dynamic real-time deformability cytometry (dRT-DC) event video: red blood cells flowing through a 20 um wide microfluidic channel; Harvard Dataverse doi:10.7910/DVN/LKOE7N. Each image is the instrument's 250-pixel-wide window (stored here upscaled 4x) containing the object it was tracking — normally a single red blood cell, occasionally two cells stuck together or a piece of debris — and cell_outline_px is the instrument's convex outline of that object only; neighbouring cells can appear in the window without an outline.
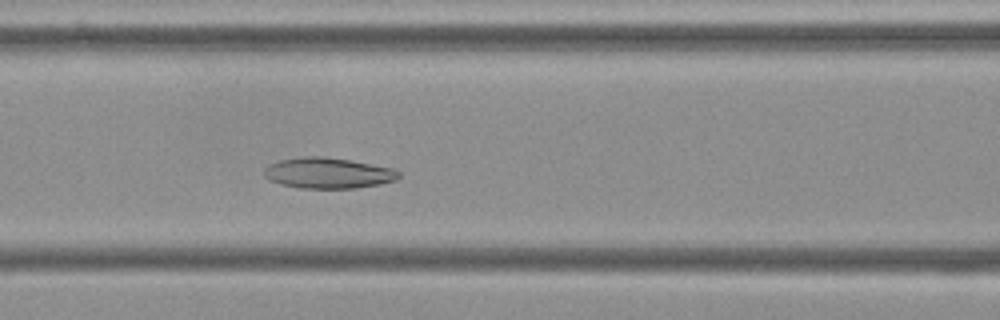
{"species": "Egyptian fruit bat (a non-hibernating species)", "species_latin": "Rousettus aegyptiacus", "temperature_condition": "cold", "stored_images_in_passage": 53, "camera_frame_rate_fps": 3000, "um_per_image_px": 0.085, "frame": {"image": 1, "passage_image": 21, "time_ms": 6.667, "image_size_px": [1000, 320], "cell_outline_px": [[400, 176], [396, 180], [380, 184], [356, 188], [300, 188], [280, 184], [268, 180], [264, 176], [264, 168], [268, 164], [280, 160], [304, 156], [324, 156], [352, 160], [392, 168], [400, 172]], "centroid_in_image_um": [27.87, 14.7], "position_along_channel_um": 138.7, "area_um2": 24.33}}
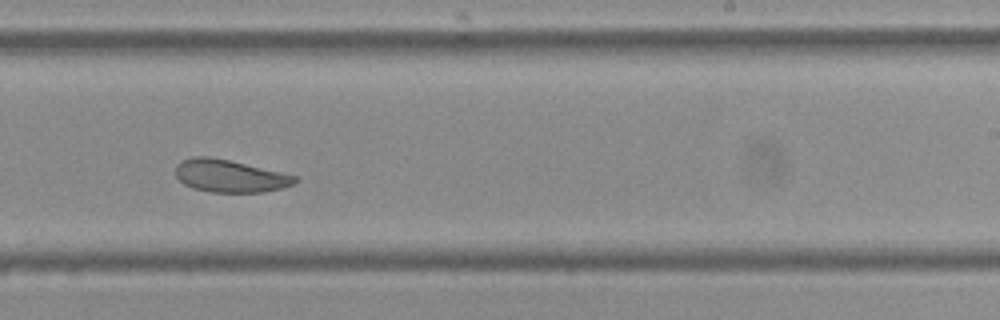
{"frame": {"image": 2, "passage_image": 32, "time_ms": 10.333, "image_size_px": [1000, 320], "cell_outline_px": [[300, 180], [292, 184], [280, 188], [264, 192], [212, 192], [192, 188], [184, 184], [176, 176], [176, 164], [180, 160], [192, 156], [208, 156], [228, 160], [280, 172], [296, 176]], "centroid_in_image_um": [19.49, 14.95], "position_along_channel_um": 269.5, "area_um2": 22.48}}
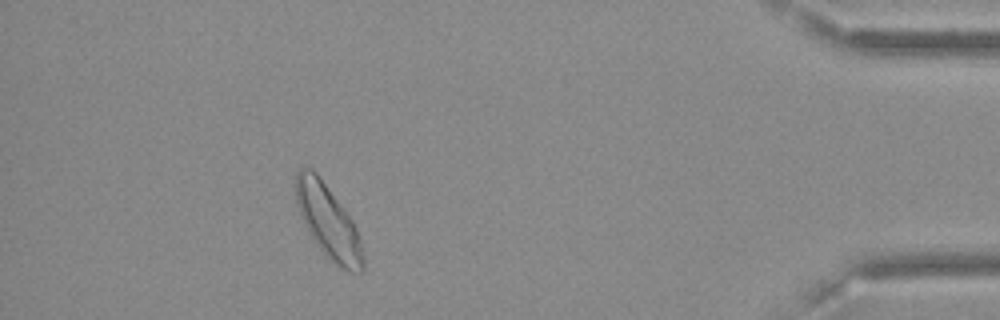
{"frame": {"image": 3, "passage_image": 48, "time_ms": 15.667, "image_size_px": [1000, 320], "cell_outline_px": [[364, 272], [348, 272], [340, 268], [320, 248], [308, 232], [300, 216], [296, 204], [296, 172], [300, 168], [312, 168], [316, 172], [344, 208], [352, 220], [356, 228], [360, 240], [364, 256]], "centroid_in_image_um": [27.9, 18.84], "position_along_channel_um": 407.3, "area_um2": 28.55}, "authors_computed_cell_mechanics": {"area_um2": 25.7788, "velocity_mm_per_s": 3.5731, "shape_relaxation_time_tau1_ms": 7.8532, "shape_relaxation_time_tau2_ms": 3.7832, "deformation_change_tau1": 0.1163, "deformation_change_tau2": 0.1029}}